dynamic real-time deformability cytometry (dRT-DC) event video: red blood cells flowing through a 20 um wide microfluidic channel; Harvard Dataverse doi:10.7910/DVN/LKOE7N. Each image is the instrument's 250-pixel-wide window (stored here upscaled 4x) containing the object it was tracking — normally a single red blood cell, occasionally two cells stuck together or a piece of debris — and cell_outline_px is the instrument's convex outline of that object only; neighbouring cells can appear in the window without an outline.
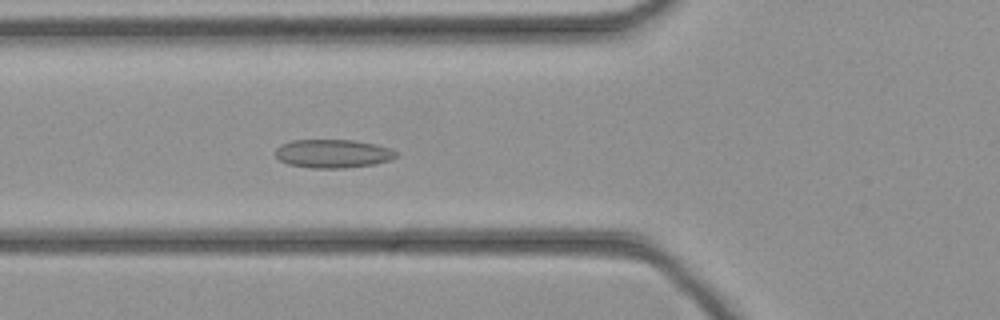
{"species": "common noctule bat (a hibernating species)", "species_latin": "Nyctalus noctula", "temperature_condition": "cold", "stored_images_in_passage": 45, "camera_frame_rate_fps": 3000, "um_per_image_px": 0.085, "animal": {"sex": "female", "body_mass_g": 21.9}, "frame": {"image": 1, "passage_image": 16, "time_ms": 5.0, "image_size_px": [1000, 320], "cell_outline_px": [[396, 156], [392, 160], [376, 164], [344, 168], [312, 168], [288, 164], [280, 160], [276, 156], [276, 148], [280, 144], [292, 140], [352, 140], [376, 144], [392, 148], [396, 152]], "centroid_in_image_um": [28.32, 13.06], "position_along_channel_um": 97.5, "area_um2": 20.17}}
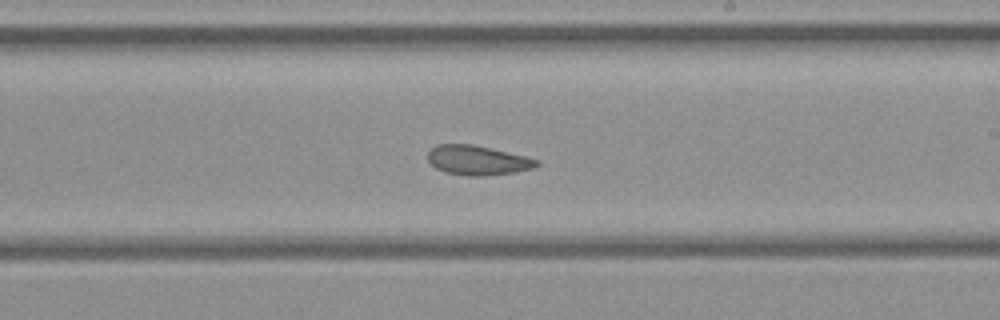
{"frame": {"image": 2, "passage_image": 26, "time_ms": 8.333, "image_size_px": [1000, 320], "cell_outline_px": [[540, 164], [532, 168], [516, 172], [484, 176], [468, 176], [444, 172], [436, 168], [428, 160], [428, 152], [436, 144], [472, 144], [524, 156], [540, 160]], "centroid_in_image_um": [40.58, 13.63], "position_along_channel_um": 248.4, "area_um2": 18.67}}
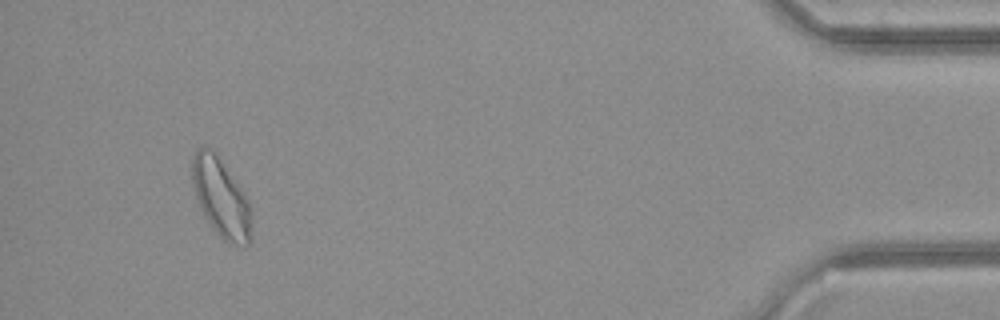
{"frame": {"image": 3, "passage_image": 42, "time_ms": 13.667, "image_size_px": [1000, 320], "cell_outline_px": [[252, 228], [248, 244], [244, 248], [228, 244], [216, 232], [200, 208], [196, 196], [192, 180], [192, 160], [196, 148], [204, 144], [212, 148], [216, 152], [244, 192], [248, 200]], "centroid_in_image_um": [18.79, 16.79], "position_along_channel_um": 416.4, "area_um2": 27.4}}